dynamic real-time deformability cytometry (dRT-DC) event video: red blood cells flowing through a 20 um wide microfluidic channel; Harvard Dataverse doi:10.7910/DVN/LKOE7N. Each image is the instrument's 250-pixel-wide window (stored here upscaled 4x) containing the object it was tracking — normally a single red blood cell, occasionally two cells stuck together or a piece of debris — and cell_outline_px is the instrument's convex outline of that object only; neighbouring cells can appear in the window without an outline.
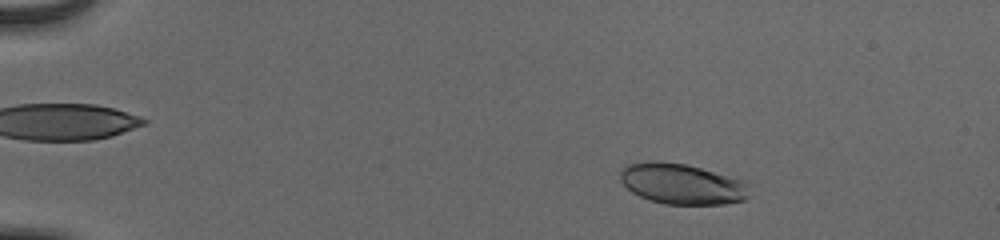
{"species": "human", "species_latin": "Homo sapiens", "temperature_condition": "cold", "stored_images_in_passage": 54, "camera_frame_rate_fps": 3000, "um_per_image_px": 0.085, "donor": {"sex": "male"}, "frame": {"image": 1, "passage_image": 9, "time_ms": 2.667, "image_size_px": [1000, 240], "cell_outline_px": [[748, 196], [744, 200], [724, 204], [664, 204], [648, 200], [632, 192], [620, 180], [620, 168], [628, 164], [656, 160], [688, 164], [740, 180], [744, 184]], "centroid_in_image_um": [57.87, 15.63], "position_along_channel_um": 27.1, "area_um2": 30.29}}
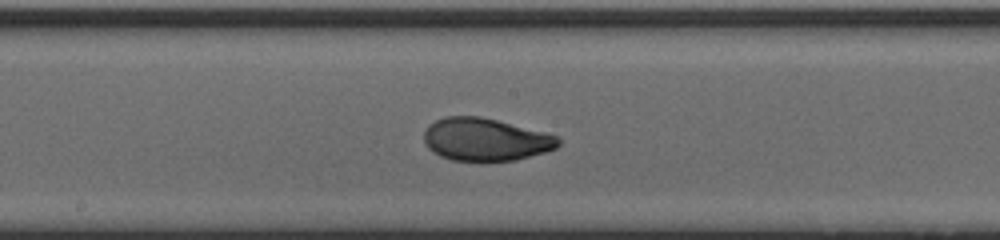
{"frame": {"image": 2, "passage_image": 31, "time_ms": 10.0, "image_size_px": [1000, 240], "cell_outline_px": [[560, 144], [556, 148], [544, 152], [516, 160], [484, 164], [480, 164], [452, 160], [440, 156], [432, 152], [428, 148], [424, 140], [424, 132], [428, 124], [444, 116], [480, 116], [560, 136]], "centroid_in_image_um": [41.24, 11.9], "position_along_channel_um": 207.0, "area_um2": 34.28}}
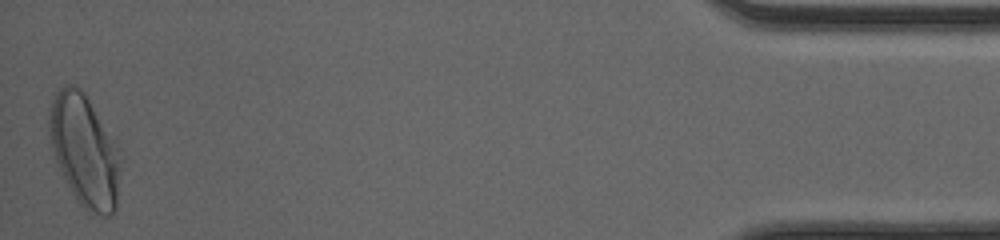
{"frame": {"image": 3, "passage_image": 54, "time_ms": 17.667, "image_size_px": [1000, 240], "cell_outline_px": [[124, 156], [116, 208], [112, 216], [92, 216], [80, 204], [72, 192], [56, 160], [52, 148], [48, 124], [48, 116], [52, 100], [56, 92], [64, 84], [72, 84], [80, 88], [84, 92]], "centroid_in_image_um": [7.24, 12.85], "position_along_channel_um": 428.0, "area_um2": 46.99}, "authors_computed_cell_mechanics": {"area_um2": 32.8015, "velocity_mm_per_s": 3.8869, "shape_relaxation_time_tau1_ms": 4.0369, "shape_relaxation_time_tau2_ms": null, "deformation_change_tau1": 0.1546, "deformation_change_tau2": null}}